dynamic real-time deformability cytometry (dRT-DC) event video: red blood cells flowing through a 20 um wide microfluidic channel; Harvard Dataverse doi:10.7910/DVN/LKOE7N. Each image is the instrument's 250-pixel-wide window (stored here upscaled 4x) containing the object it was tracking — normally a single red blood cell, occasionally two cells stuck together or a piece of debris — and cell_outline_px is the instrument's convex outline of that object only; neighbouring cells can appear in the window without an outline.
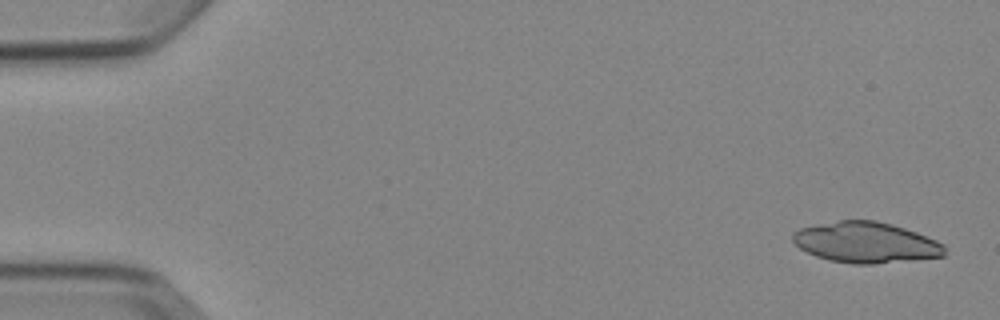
{"species": "Egyptian fruit bat (a non-hibernating species)", "species_latin": "Rousettus aegyptiacus", "temperature_condition": "cold", "stored_images_in_passage": 10, "camera_frame_rate_fps": 3000, "um_per_image_px": 0.085, "animal": {"sex": "female"}, "frame": {"image": 1, "passage_image": 1, "time_ms": 0.0, "image_size_px": [1000, 320], "cell_outline_px": [[944, 256], [872, 264], [852, 264], [828, 260], [816, 256], [800, 248], [792, 240], [792, 232], [800, 228], [840, 220], [876, 220], [892, 224], [916, 232], [936, 240], [944, 244]], "centroid_in_image_um": [73.58, 20.6], "position_along_channel_um": 11.4, "area_um2": 35.89}}
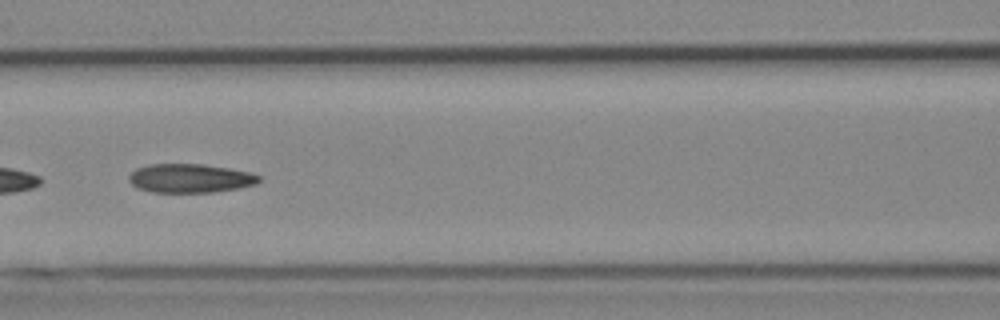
{"frame": {"image": 2, "passage_image": 7, "time_ms": 7.333, "image_size_px": [1000, 320], "cell_outline_px": [[260, 180], [256, 184], [240, 188], [212, 192], [152, 192], [136, 188], [128, 180], [128, 176], [136, 168], [148, 164], [200, 164], [228, 168], [252, 172], [260, 176]], "centroid_in_image_um": [16.15, 15.15], "position_along_channel_um": 150.4, "area_um2": 21.96}}